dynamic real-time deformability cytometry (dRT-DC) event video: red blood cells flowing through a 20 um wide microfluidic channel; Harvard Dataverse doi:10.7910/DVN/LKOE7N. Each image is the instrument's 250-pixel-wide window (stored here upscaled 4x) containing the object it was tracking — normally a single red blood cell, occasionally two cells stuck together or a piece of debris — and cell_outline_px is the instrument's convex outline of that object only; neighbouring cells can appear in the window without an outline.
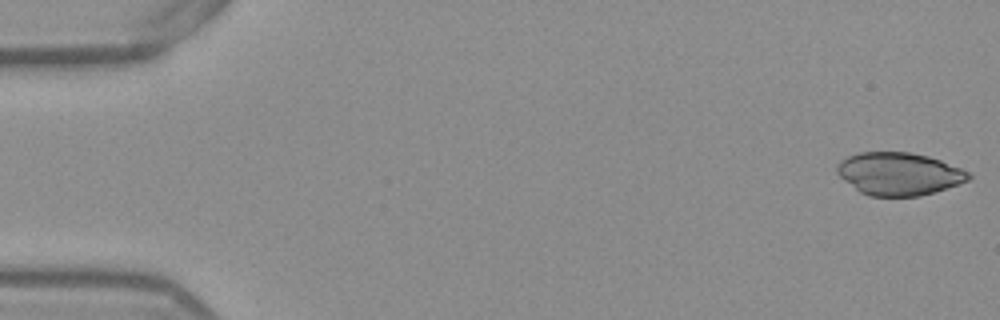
{"species": "Egyptian fruit bat (a non-hibernating species)", "species_latin": "Rousettus aegyptiacus", "temperature_condition": "warm", "stored_images_in_passage": 52, "camera_frame_rate_fps": 3000, "um_per_image_px": 0.085, "frame": {"image": 1, "passage_image": 1, "time_ms": 0.0, "image_size_px": [1000, 320], "cell_outline_px": [[972, 176], [968, 180], [920, 196], [868, 196], [860, 192], [844, 180], [836, 172], [836, 164], [840, 160], [848, 156], [860, 152], [908, 152], [928, 156], [940, 160], [960, 168], [968, 172]], "centroid_in_image_um": [76.36, 14.77], "position_along_channel_um": 8.6, "area_um2": 32.48}}